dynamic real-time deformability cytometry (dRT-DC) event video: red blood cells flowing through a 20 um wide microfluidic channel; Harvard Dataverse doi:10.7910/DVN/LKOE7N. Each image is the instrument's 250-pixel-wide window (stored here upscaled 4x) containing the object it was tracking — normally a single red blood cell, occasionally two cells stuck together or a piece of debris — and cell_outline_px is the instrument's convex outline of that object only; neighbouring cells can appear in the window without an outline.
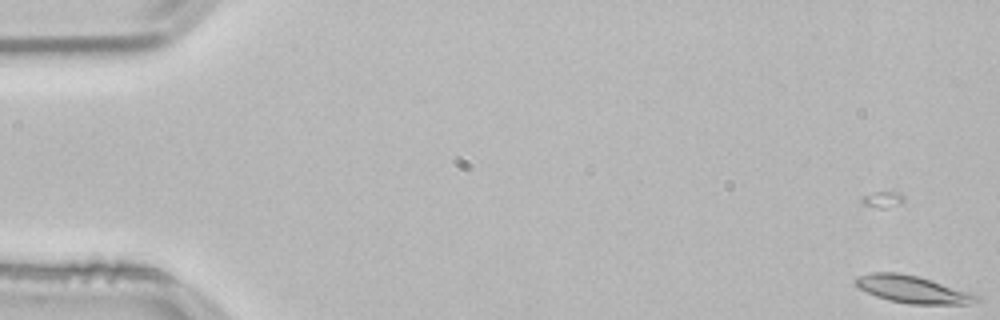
{"species": "common noctule bat (a hibernating species)", "species_latin": "Nyctalus noctula", "temperature_condition": "room temperature", "stored_images_in_passage": 46, "camera_frame_rate_fps": 3000, "um_per_image_px": 0.085, "animal": {"sex": "male", "body_mass_g": 21.5, "forearm_length_mm": 52.0}, "frame": {"image": 1, "passage_image": 1, "time_ms": 0.0, "image_size_px": [1000, 320], "cell_outline_px": [[980, 300], [968, 304], [912, 304], [888, 300], [876, 296], [860, 288], [852, 280], [856, 276], [872, 272], [900, 272], [932, 280], [972, 292], [980, 296]], "centroid_in_image_um": [77.58, 24.59], "position_along_channel_um": 7.4, "area_um2": 19.36}}
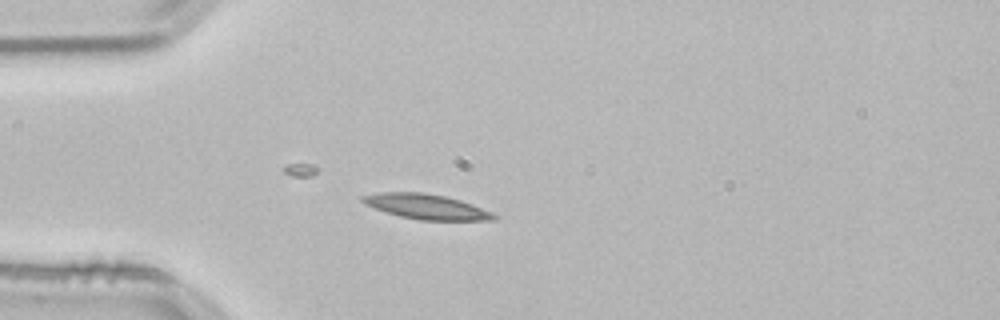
{"frame": {"image": 2, "passage_image": 15, "time_ms": 4.667, "image_size_px": [1000, 320], "cell_outline_px": [[500, 216], [496, 220], [420, 220], [400, 216], [364, 204], [360, 200], [360, 196], [380, 192], [424, 192], [444, 196], [460, 200], [472, 204], [492, 212]], "centroid_in_image_um": [36.26, 17.56], "position_along_channel_um": 48.7, "area_um2": 19.13}, "authors_computed_cell_mechanics": {"area_um2": 17.8891, "velocity_mm_per_s": 3.7679, "shape_relaxation_time_tau1_ms": 9.0313, "shape_relaxation_time_tau2_ms": null, "deformation_change_tau1": 0.1922, "deformation_change_tau2": null}}